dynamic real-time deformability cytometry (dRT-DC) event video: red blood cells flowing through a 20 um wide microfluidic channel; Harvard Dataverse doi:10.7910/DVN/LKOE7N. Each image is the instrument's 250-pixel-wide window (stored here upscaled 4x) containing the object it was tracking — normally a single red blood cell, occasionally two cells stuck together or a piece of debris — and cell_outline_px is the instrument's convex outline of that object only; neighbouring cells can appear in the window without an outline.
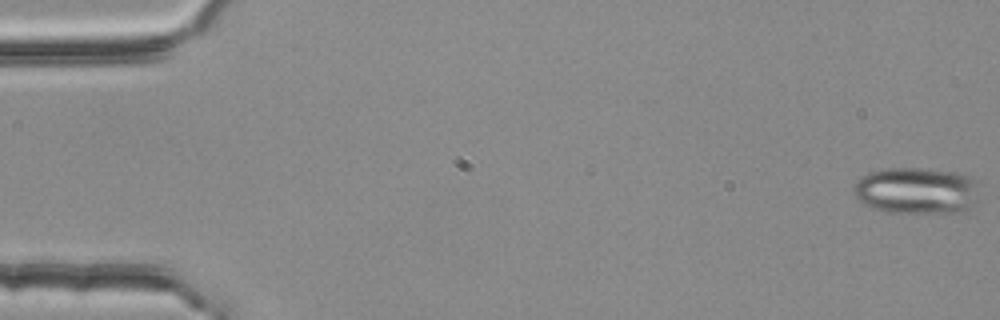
{"species": "common noctule bat (a hibernating species)", "species_latin": "Nyctalus noctula", "temperature_condition": "room temperature", "stored_images_in_passage": 4, "camera_frame_rate_fps": 3000, "um_per_image_px": 0.085, "animal": {"sex": "female", "body_mass_g": 25.1}, "frame": {"image": 1, "passage_image": 1, "time_ms": 0.0, "image_size_px": [1000, 320], "cell_outline_px": [[976, 196], [968, 208], [964, 212], [888, 212], [864, 204], [852, 192], [852, 188], [856, 180], [868, 172], [888, 168], [920, 168], [956, 172], [968, 176], [976, 180]], "centroid_in_image_um": [77.85, 16.18], "position_along_channel_um": 7.2, "area_um2": 33.81}}